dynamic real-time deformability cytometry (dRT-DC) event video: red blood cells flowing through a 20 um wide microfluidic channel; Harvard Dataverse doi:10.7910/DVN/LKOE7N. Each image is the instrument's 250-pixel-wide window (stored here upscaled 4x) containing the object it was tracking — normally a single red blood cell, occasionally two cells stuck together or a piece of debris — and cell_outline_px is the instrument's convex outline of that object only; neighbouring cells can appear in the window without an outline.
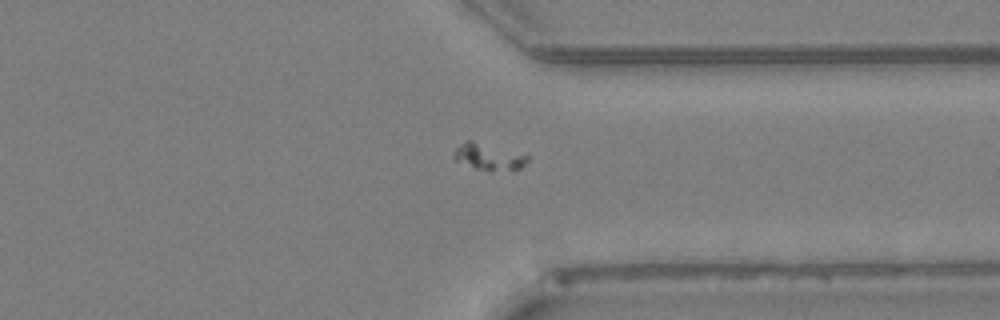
{"species": "Egyptian fruit bat (a non-hibernating species)", "species_latin": "Rousettus aegyptiacus", "temperature_condition": "warm", "stored_images_in_passage": 48, "camera_frame_rate_fps": 3000, "um_per_image_px": 0.085, "animal": {"sex": "female"}, "frame": {"image": 1, "passage_image": 37, "time_ms": 12.0, "image_size_px": [1000, 320], "cell_outline_px": [[528, 160], [520, 168], [488, 172], [452, 160], [452, 156], [456, 148], [464, 140], [472, 140], [528, 156]], "centroid_in_image_um": [41.45, 13.34], "position_along_channel_um": 370.0, "area_um2": 11.27}}